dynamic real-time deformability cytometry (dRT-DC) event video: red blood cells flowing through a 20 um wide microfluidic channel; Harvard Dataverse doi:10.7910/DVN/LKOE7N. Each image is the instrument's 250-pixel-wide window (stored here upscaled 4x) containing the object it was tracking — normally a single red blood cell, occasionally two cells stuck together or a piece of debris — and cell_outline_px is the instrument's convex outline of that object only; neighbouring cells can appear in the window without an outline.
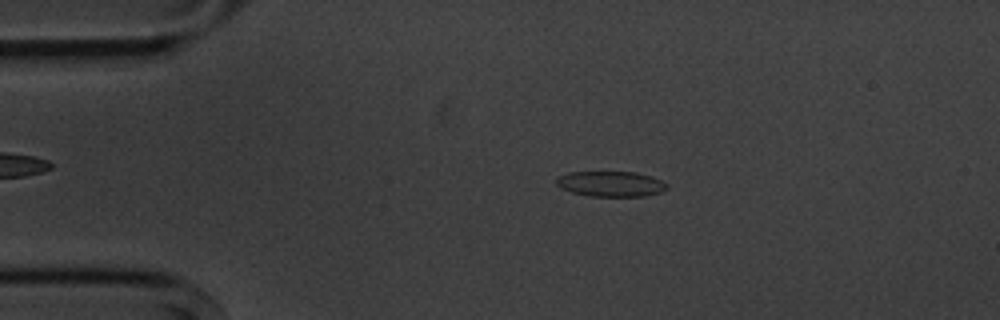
{"species": "common noctule bat (a hibernating species)", "species_latin": "Nyctalus noctula", "temperature_condition": "cold", "stored_images_in_passage": 5, "camera_frame_rate_fps": 3000, "um_per_image_px": 0.085, "animal": {"sex": "male", "body_mass_g": 20.1, "forearm_length_mm": 53.5}, "frame": {"image": 1, "passage_image": 3, "time_ms": 2.0, "image_size_px": [1000, 320], "cell_outline_px": [[668, 188], [660, 192], [644, 196], [588, 196], [572, 192], [560, 188], [556, 184], [556, 176], [568, 172], [636, 172], [652, 176], [668, 184]], "centroid_in_image_um": [51.89, 15.62], "position_along_channel_um": 33.1, "area_um2": 16.47}}